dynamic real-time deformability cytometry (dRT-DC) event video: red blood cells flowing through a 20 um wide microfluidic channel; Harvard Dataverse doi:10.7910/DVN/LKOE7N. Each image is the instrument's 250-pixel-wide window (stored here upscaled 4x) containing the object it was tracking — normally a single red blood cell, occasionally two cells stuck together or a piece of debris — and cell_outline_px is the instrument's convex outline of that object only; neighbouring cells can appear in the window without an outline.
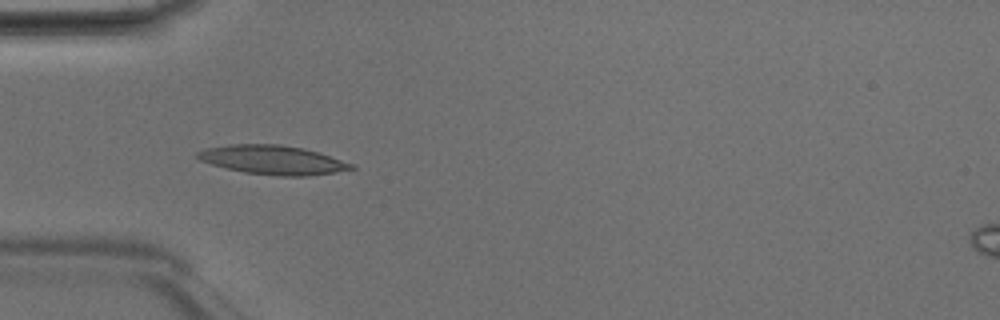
{"species": "Egyptian fruit bat (a non-hibernating species)", "species_latin": "Rousettus aegyptiacus", "temperature_condition": "room temperature", "stored_images_in_passage": 34, "camera_frame_rate_fps": 3000, "um_per_image_px": 0.085, "animal": {"sex": "male"}, "frame": {"image": 1, "passage_image": 1, "time_ms": 0.0, "image_size_px": [1000, 320], "cell_outline_px": [[356, 168], [308, 176], [276, 176], [244, 172], [212, 164], [200, 160], [196, 156], [196, 152], [208, 148], [232, 144], [280, 144], [300, 148], [316, 152], [352, 164]], "centroid_in_image_um": [23.13, 13.59], "position_along_channel_um": 61.9, "area_um2": 25.43}}
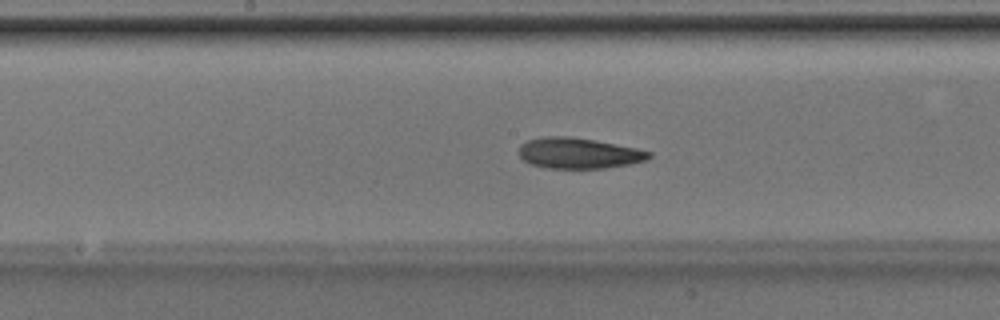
{"frame": {"image": 2, "passage_image": 11, "time_ms": 3.333, "image_size_px": [1000, 320], "cell_outline_px": [[652, 156], [644, 160], [628, 164], [604, 168], [544, 168], [532, 164], [524, 160], [520, 156], [520, 144], [528, 140], [544, 136], [572, 136], [636, 148], [652, 152]], "centroid_in_image_um": [49.16, 13.01], "position_along_channel_um": 199.0, "area_um2": 23.12}}
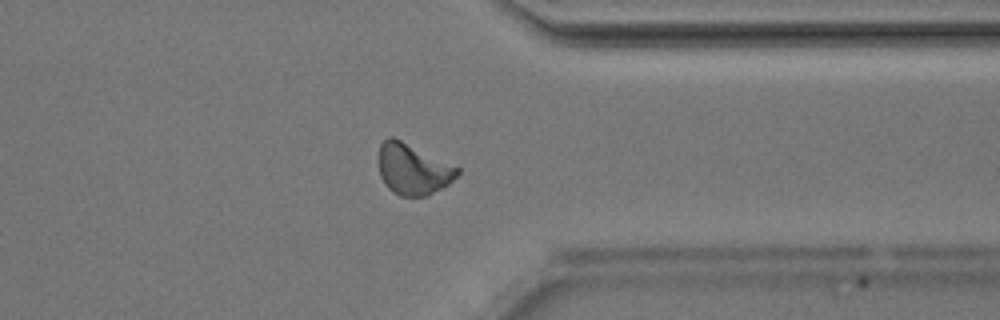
{"frame": {"image": 3, "passage_image": 24, "time_ms": 7.667, "image_size_px": [1000, 320], "cell_outline_px": [[460, 172], [448, 184], [428, 196], [400, 196], [392, 192], [384, 184], [380, 176], [380, 144], [388, 136], [392, 136], [460, 168]], "centroid_in_image_um": [35.1, 14.4], "position_along_channel_um": 376.3, "area_um2": 23.12}, "authors_computed_cell_mechanics": {"area_um2": 23.0044, "velocity_mm_per_s": 4.1808, "shape_relaxation_time_tau1_ms": 2.75, "shape_relaxation_time_tau2_ms": 3.6241, "deformation_change_tau1": 0.1398, "deformation_change_tau2": 0.1145}}